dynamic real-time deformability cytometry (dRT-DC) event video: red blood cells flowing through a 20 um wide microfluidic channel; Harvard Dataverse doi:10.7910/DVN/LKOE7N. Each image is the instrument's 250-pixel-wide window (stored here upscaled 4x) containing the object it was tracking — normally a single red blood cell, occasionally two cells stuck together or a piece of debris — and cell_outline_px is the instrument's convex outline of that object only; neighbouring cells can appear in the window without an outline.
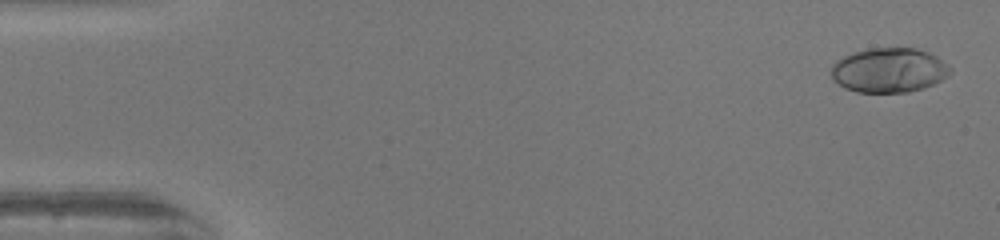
{"species": "human", "species_latin": "Homo sapiens", "temperature_condition": "warm", "stored_images_in_passage": 51, "camera_frame_rate_fps": 3000, "um_per_image_px": 0.085, "donor": {"sex": "female"}, "frame": {"image": 1, "passage_image": 2, "time_ms": 0.333, "image_size_px": [1000, 240], "cell_outline_px": [[952, 72], [948, 76], [932, 84], [908, 92], [856, 92], [844, 88], [832, 76], [832, 64], [836, 60], [844, 56], [868, 48], [916, 48], [928, 52], [936, 56], [948, 64], [952, 68]], "centroid_in_image_um": [75.58, 5.96], "position_along_channel_um": 9.4, "area_um2": 30.75}}
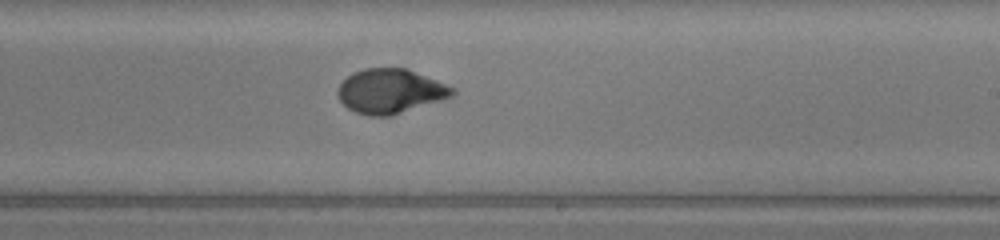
{"frame": {"image": 2, "passage_image": 31, "time_ms": 10.0, "image_size_px": [1000, 240], "cell_outline_px": [[456, 92], [452, 96], [440, 100], [388, 116], [368, 116], [356, 112], [348, 108], [340, 100], [336, 92], [340, 84], [352, 72], [364, 68], [408, 68], [456, 88]], "centroid_in_image_um": [33.17, 7.73], "position_along_channel_um": 255.8, "area_um2": 29.54}}
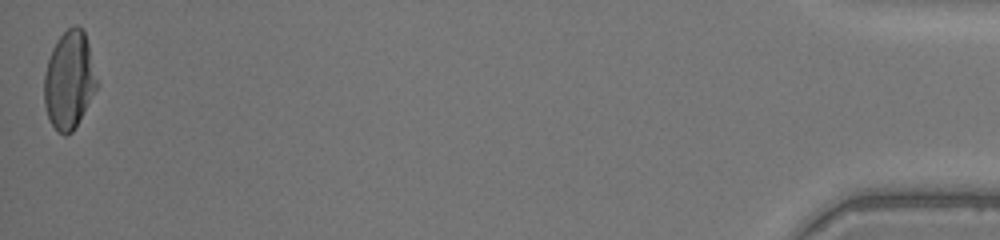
{"frame": {"image": 3, "passage_image": 51, "time_ms": 16.667, "image_size_px": [1000, 240], "cell_outline_px": [[96, 88], [72, 132], [64, 136], [48, 120], [44, 104], [44, 76], [48, 60], [52, 48], [60, 36], [68, 28], [76, 24], [84, 32], [88, 44], [96, 80]], "centroid_in_image_um": [5.84, 6.81], "position_along_channel_um": 429.4, "area_um2": 29.25}, "authors_computed_cell_mechanics": {"area_um2": 29.478, "velocity_mm_per_s": 4.0954, "shape_relaxation_time_tau1_ms": 4.2153, "shape_relaxation_time_tau2_ms": null, "deformation_change_tau1": 0.2418, "deformation_change_tau2": null}}